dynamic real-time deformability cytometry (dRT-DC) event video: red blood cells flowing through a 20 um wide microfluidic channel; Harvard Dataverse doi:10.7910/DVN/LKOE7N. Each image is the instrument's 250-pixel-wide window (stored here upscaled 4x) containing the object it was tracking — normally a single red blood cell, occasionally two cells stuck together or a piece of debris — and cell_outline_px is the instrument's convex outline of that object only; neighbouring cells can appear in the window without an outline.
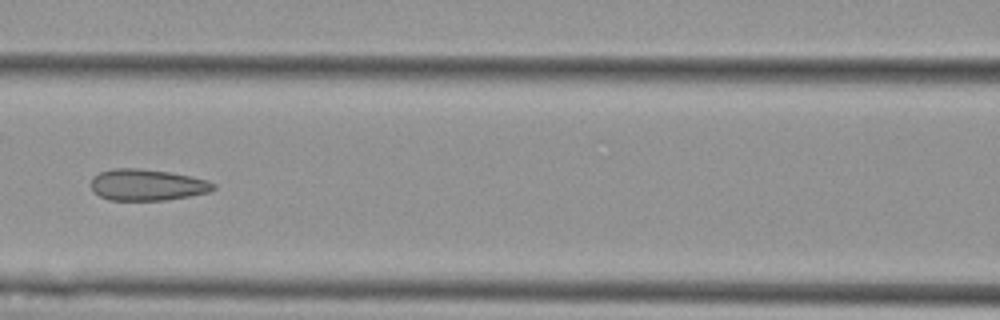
{"species": "Egyptian fruit bat (a non-hibernating species)", "species_latin": "Rousettus aegyptiacus", "temperature_condition": "cold", "stored_images_in_passage": 8, "camera_frame_rate_fps": 3000, "um_per_image_px": 0.085, "animal": {"sex": "female"}, "frame": {"image": 1, "passage_image": 5, "time_ms": 5.667, "image_size_px": [1000, 320], "cell_outline_px": [[216, 188], [212, 192], [164, 200], [108, 200], [92, 192], [92, 176], [100, 172], [112, 168], [140, 168], [168, 172], [192, 176], [216, 184]], "centroid_in_image_um": [12.49, 15.71], "position_along_channel_um": 154.1, "area_um2": 22.48}}
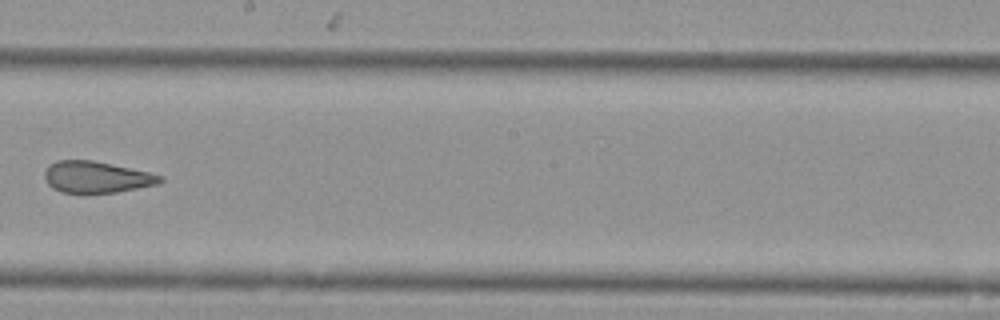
{"frame": {"image": 2, "passage_image": 7, "time_ms": 8.0, "image_size_px": [1000, 320], "cell_outline_px": [[164, 180], [160, 184], [116, 192], [84, 196], [60, 192], [52, 188], [48, 184], [44, 176], [44, 172], [48, 164], [56, 160], [92, 160], [112, 164], [148, 172], [160, 176]], "centroid_in_image_um": [8.14, 15.09], "position_along_channel_um": 240.1, "area_um2": 21.91}}
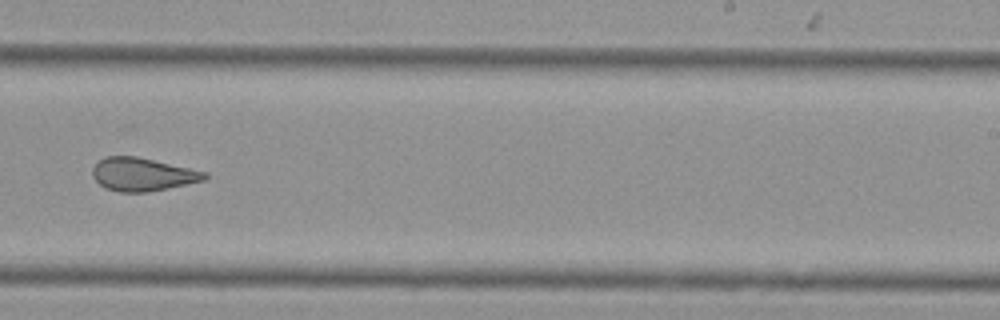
{"frame": {"image": 3, "passage_image": 8, "time_ms": 9.0, "image_size_px": [1000, 320], "cell_outline_px": [[208, 176], [204, 180], [168, 188], [148, 192], [120, 192], [104, 188], [92, 176], [92, 168], [104, 156], [136, 156], [208, 172]], "centroid_in_image_um": [12.1, 14.82], "position_along_channel_um": 276.9, "area_um2": 21.62}}